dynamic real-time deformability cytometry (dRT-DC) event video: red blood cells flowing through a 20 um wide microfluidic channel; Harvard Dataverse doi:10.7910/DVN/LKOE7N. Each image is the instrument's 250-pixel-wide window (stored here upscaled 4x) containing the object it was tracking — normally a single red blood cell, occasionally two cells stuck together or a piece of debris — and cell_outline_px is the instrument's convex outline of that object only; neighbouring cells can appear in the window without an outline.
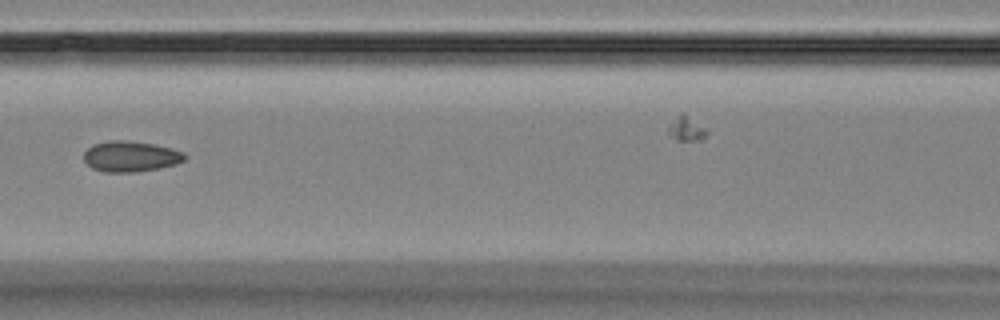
{"species": "Egyptian fruit bat (a non-hibernating species)", "species_latin": "Rousettus aegyptiacus", "temperature_condition": "room temperature", "stored_images_in_passage": 12, "camera_frame_rate_fps": 3000, "um_per_image_px": 0.085, "animal": {"sex": "female"}, "frame": {"image": 1, "passage_image": 7, "time_ms": 7.667, "image_size_px": [1000, 320], "cell_outline_px": [[188, 156], [184, 160], [176, 164], [160, 168], [136, 172], [104, 172], [92, 168], [84, 160], [84, 152], [92, 144], [108, 140], [124, 140], [152, 144], [172, 148], [184, 152]], "centroid_in_image_um": [11.11, 13.29], "position_along_channel_um": 155.5, "area_um2": 18.15}}